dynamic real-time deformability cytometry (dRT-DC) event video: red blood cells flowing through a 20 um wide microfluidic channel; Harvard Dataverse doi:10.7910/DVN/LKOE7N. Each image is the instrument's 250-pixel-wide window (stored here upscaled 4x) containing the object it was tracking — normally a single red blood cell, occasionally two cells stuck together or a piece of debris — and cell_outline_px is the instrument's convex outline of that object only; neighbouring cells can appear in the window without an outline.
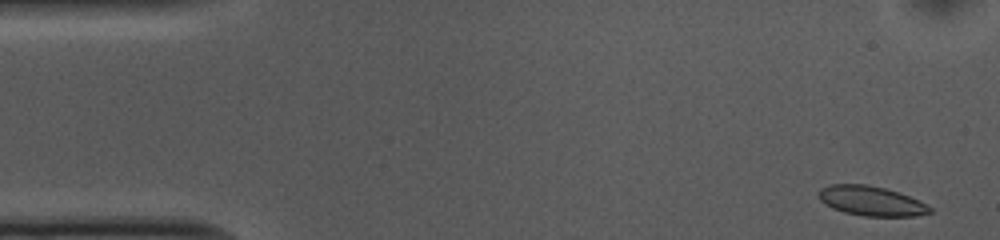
{"species": "common noctule bat (a hibernating species)", "species_latin": "Nyctalus noctula", "temperature_condition": "cold", "stored_images_in_passage": 51, "camera_frame_rate_fps": 3000, "um_per_image_px": 0.085, "animal": {"sex": "female", "body_mass_g": 10.0, "forearm_length_mm": 53.1}, "frame": {"image": 1, "passage_image": 1, "time_ms": 0.0, "image_size_px": [1000, 240], "cell_outline_px": [[932, 212], [916, 216], [864, 216], [844, 212], [832, 208], [820, 200], [820, 188], [832, 184], [868, 184], [900, 192], [920, 200], [932, 208]], "centroid_in_image_um": [74.09, 17.08], "position_along_channel_um": 10.9, "area_um2": 19.25}}
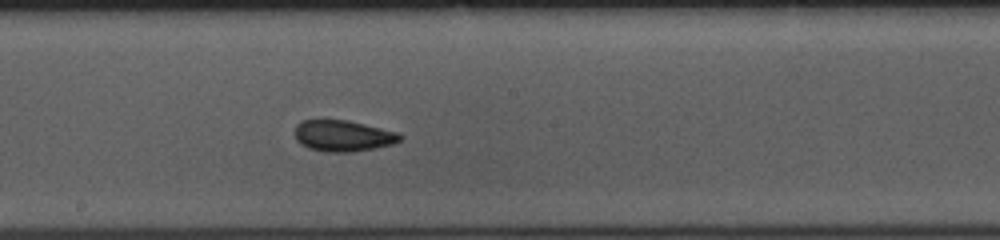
{"frame": {"image": 2, "passage_image": 26, "time_ms": 8.333, "image_size_px": [1000, 240], "cell_outline_px": [[404, 136], [400, 140], [392, 144], [376, 148], [352, 152], [328, 152], [308, 148], [300, 144], [296, 140], [296, 124], [300, 120], [320, 116], [324, 116], [348, 120], [400, 132]], "centroid_in_image_um": [29.12, 11.49], "position_along_channel_um": 219.1, "area_um2": 20.06}}
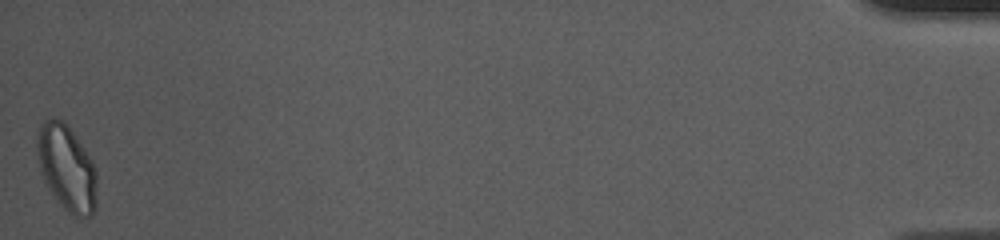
{"frame": {"image": 3, "passage_image": 51, "time_ms": 16.667, "image_size_px": [1000, 240], "cell_outline_px": [[96, 208], [92, 216], [76, 216], [68, 212], [60, 204], [48, 188], [40, 172], [36, 148], [36, 136], [40, 124], [44, 120], [64, 120], [92, 160], [96, 168]], "centroid_in_image_um": [5.66, 14.28], "position_along_channel_um": 429.5, "area_um2": 29.82}, "authors_computed_cell_mechanics": {"area_um2": 19.652, "velocity_mm_per_s": 3.7296, "shape_relaxation_time_tau1_ms": 7.3928, "shape_relaxation_time_tau2_ms": 1.7648, "deformation_change_tau1": 0.1305, "deformation_change_tau2": 0.0706}}